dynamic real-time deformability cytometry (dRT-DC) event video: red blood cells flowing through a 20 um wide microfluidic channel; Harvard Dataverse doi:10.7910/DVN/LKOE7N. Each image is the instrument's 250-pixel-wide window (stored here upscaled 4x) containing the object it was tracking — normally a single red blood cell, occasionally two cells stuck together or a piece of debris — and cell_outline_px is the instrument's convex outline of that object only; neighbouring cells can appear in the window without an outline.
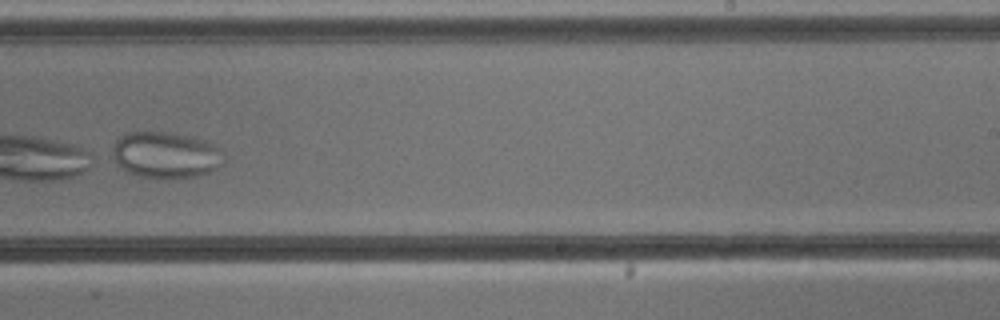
{"species": "common noctule bat (a hibernating species)", "species_latin": "Nyctalus noctula", "temperature_condition": "cold", "stored_images_in_passage": 10, "camera_frame_rate_fps": 3000, "um_per_image_px": 0.085, "animal": {"sex": "male", "body_mass_g": 13.3}, "frame": {"image": 1, "passage_image": 10, "time_ms": 10.667, "image_size_px": [1000, 320], "cell_outline_px": [[220, 164], [216, 168], [208, 172], [196, 176], [136, 176], [120, 168], [108, 152], [116, 140], [120, 136], [128, 132], [172, 132], [192, 136], [208, 140], [216, 148]], "centroid_in_image_um": [13.94, 13.12], "position_along_channel_um": 275.1, "area_um2": 29.48}}